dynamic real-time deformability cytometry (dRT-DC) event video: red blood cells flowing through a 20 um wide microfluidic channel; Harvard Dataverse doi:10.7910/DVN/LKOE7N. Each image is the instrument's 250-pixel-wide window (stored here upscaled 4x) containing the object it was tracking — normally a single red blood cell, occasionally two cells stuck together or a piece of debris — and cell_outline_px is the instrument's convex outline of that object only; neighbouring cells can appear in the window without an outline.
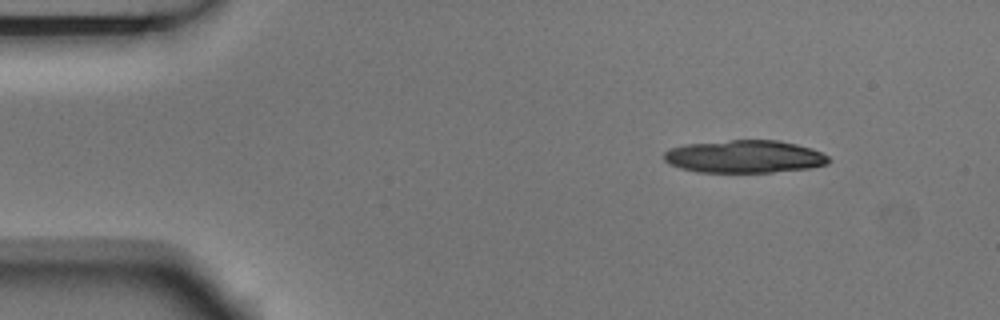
{"species": "Egyptian fruit bat (a non-hibernating species)", "species_latin": "Rousettus aegyptiacus", "temperature_condition": "room temperature", "stored_images_in_passage": 7, "segment_of_instrument_passage": [1, 2], "camera_frame_rate_fps": 3000, "um_per_image_px": 0.085, "animal": {"sex": "male"}, "frame": {"image": 1, "passage_image": 1, "time_ms": 0.0, "image_size_px": [1000, 320], "cell_outline_px": [[832, 160], [828, 164], [812, 168], [772, 172], [696, 172], [680, 168], [664, 160], [664, 152], [672, 148], [688, 144], [728, 140], [780, 140], [812, 148], [828, 156]], "centroid_in_image_um": [63.34, 13.31], "position_along_channel_um": 21.7, "area_um2": 31.44}}